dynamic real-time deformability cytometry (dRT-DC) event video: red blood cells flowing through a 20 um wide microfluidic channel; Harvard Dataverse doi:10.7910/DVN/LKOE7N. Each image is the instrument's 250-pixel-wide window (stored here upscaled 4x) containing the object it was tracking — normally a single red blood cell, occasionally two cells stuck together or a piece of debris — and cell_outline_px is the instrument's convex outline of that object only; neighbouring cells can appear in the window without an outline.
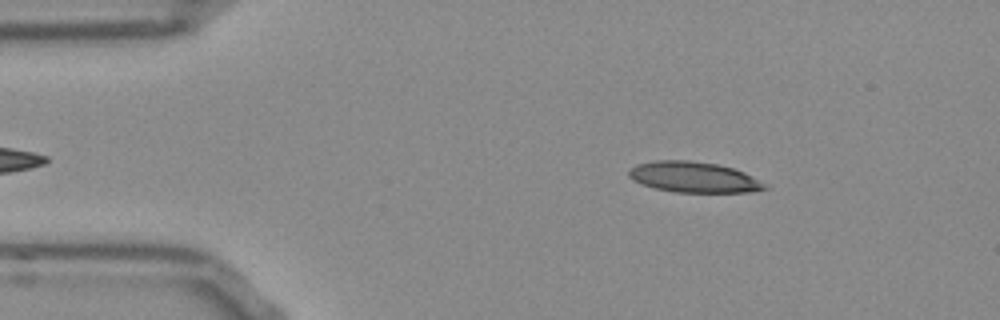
{"species": "Egyptian fruit bat (a non-hibernating species)", "species_latin": "Rousettus aegyptiacus", "temperature_condition": "room temperature", "stored_images_in_passage": 43, "camera_frame_rate_fps": 3000, "um_per_image_px": 0.085, "frame": {"image": 1, "passage_image": 7, "time_ms": 2.0, "image_size_px": [1000, 320], "cell_outline_px": [[768, 188], [752, 192], [676, 192], [656, 188], [640, 184], [632, 180], [628, 176], [628, 172], [636, 164], [656, 160], [688, 160], [716, 164], [732, 168], [744, 172], [764, 184]], "centroid_in_image_um": [58.92, 15.06], "position_along_channel_um": 26.1, "area_um2": 24.1}}
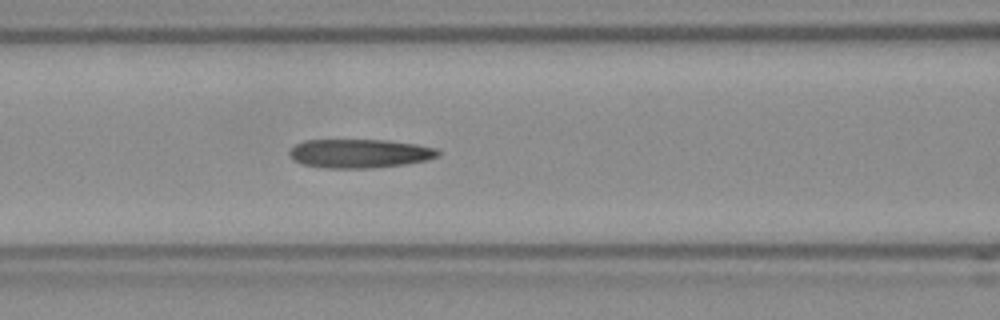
{"frame": {"image": 2, "passage_image": 20, "time_ms": 6.333, "image_size_px": [1000, 320], "cell_outline_px": [[440, 156], [428, 160], [404, 164], [372, 168], [324, 168], [304, 164], [296, 160], [288, 152], [296, 144], [304, 140], [388, 140], [416, 144], [436, 148], [440, 152]], "centroid_in_image_um": [30.62, 13.04], "position_along_channel_um": 136.0, "area_um2": 24.91}}
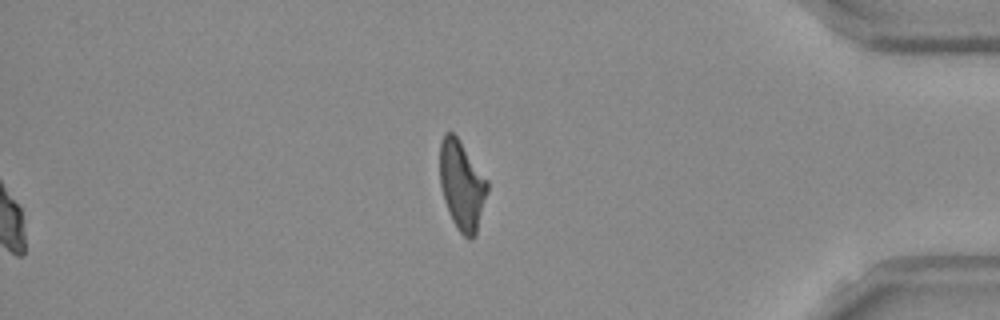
{"frame": {"image": 3, "passage_image": 43, "time_ms": 14.0, "image_size_px": [1000, 320], "cell_outline_px": [[488, 192], [476, 236], [472, 240], [468, 240], [456, 228], [452, 220], [444, 200], [440, 184], [440, 140], [444, 132], [452, 132], [456, 136], [488, 180]], "centroid_in_image_um": [39.27, 15.79], "position_along_channel_um": 395.9, "area_um2": 24.85}, "authors_computed_cell_mechanics": {"area_um2": 25.143, "velocity_mm_per_s": 3.8626, "shape_relaxation_time_tau1_ms": null, "shape_relaxation_time_tau2_ms": 3.0167, "deformation_change_tau1": null, "deformation_change_tau2": 0.1454}}